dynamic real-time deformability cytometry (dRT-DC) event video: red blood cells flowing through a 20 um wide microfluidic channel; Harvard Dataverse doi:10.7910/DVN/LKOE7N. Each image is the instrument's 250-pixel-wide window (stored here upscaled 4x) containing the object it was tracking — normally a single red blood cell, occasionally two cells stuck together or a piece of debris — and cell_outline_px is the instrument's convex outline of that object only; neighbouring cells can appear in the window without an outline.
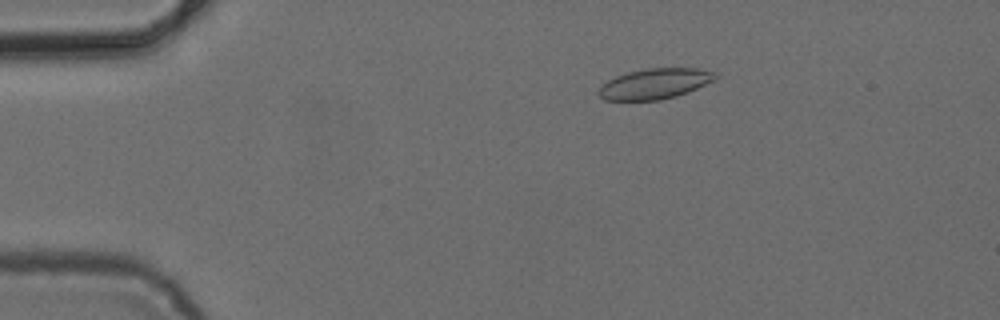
{"species": "common noctule bat (a hibernating species)", "species_latin": "Nyctalus noctula", "temperature_condition": "cold", "stored_images_in_passage": 54, "camera_frame_rate_fps": 3000, "um_per_image_px": 0.085, "animal": {"sex": "female", "body_mass_g": 24.6, "forearm_length_mm": 56.2}, "frame": {"image": 1, "passage_image": 10, "time_ms": 3.0, "image_size_px": [1000, 320], "cell_outline_px": [[720, 76], [716, 80], [688, 92], [676, 96], [660, 100], [604, 100], [596, 92], [608, 80], [616, 76], [628, 72], [644, 68], [696, 68], [712, 72]], "centroid_in_image_um": [55.68, 7.12], "position_along_channel_um": 29.3, "area_um2": 20.75}}
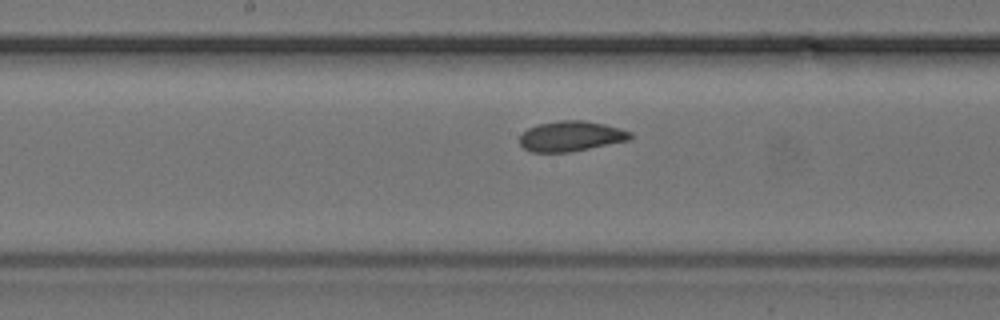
{"frame": {"image": 2, "passage_image": 28, "time_ms": 9.0, "image_size_px": [1000, 320], "cell_outline_px": [[632, 140], [572, 152], [532, 152], [524, 148], [520, 144], [520, 136], [528, 128], [536, 124], [560, 120], [584, 120], [604, 124], [620, 128], [632, 132]], "centroid_in_image_um": [48.57, 11.58], "position_along_channel_um": 199.6, "area_um2": 19.77}}
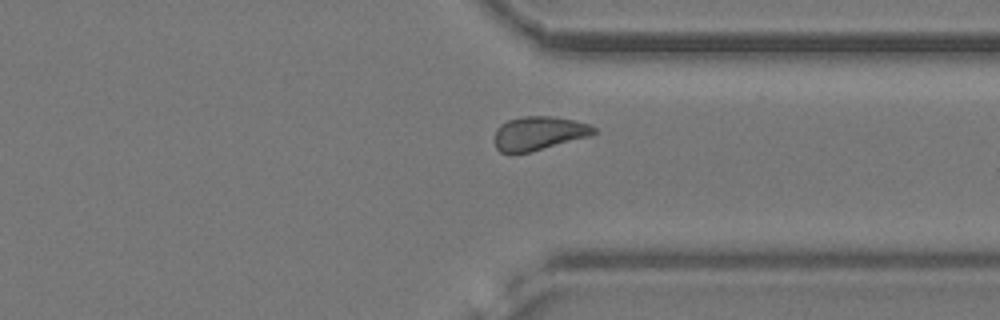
{"frame": {"image": 3, "passage_image": 41, "time_ms": 13.333, "image_size_px": [1000, 320], "cell_outline_px": [[596, 132], [592, 136], [528, 152], [500, 152], [496, 148], [492, 140], [496, 128], [500, 124], [508, 120], [524, 116], [552, 116], [576, 120], [588, 124], [596, 128]], "centroid_in_image_um": [45.78, 11.32], "position_along_channel_um": 365.6, "area_um2": 19.71}, "authors_computed_cell_mechanics": {"area_um2": 19.9988, "velocity_mm_per_s": 3.8367, "shape_relaxation_time_tau1_ms": 3.0236, "shape_relaxation_time_tau2_ms": 0.9135, "deformation_change_tau1": 0.0652, "deformation_change_tau2": 0.0324}}